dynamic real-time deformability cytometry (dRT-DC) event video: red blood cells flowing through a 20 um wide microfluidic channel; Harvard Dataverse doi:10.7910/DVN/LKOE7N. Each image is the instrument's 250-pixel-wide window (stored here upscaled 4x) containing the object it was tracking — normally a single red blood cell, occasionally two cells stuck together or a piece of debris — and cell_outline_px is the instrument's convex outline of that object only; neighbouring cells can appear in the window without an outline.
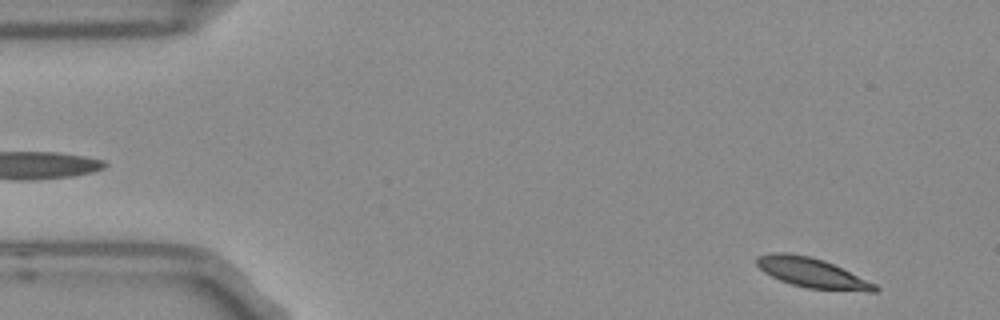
{"species": "Egyptian fruit bat (a non-hibernating species)", "species_latin": "Rousettus aegyptiacus", "temperature_condition": "room temperature", "stored_images_in_passage": 4, "camera_frame_rate_fps": 3000, "um_per_image_px": 0.085, "frame": {"image": 1, "passage_image": 4, "time_ms": 1.0, "image_size_px": [1000, 320], "cell_outline_px": [[880, 288], [876, 292], [868, 292], [808, 288], [792, 284], [780, 280], [764, 272], [756, 264], [756, 256], [768, 252], [788, 252], [808, 256], [824, 260], [876, 284]], "centroid_in_image_um": [69.0, 23.18], "position_along_channel_um": 16.0, "area_um2": 20.46}}